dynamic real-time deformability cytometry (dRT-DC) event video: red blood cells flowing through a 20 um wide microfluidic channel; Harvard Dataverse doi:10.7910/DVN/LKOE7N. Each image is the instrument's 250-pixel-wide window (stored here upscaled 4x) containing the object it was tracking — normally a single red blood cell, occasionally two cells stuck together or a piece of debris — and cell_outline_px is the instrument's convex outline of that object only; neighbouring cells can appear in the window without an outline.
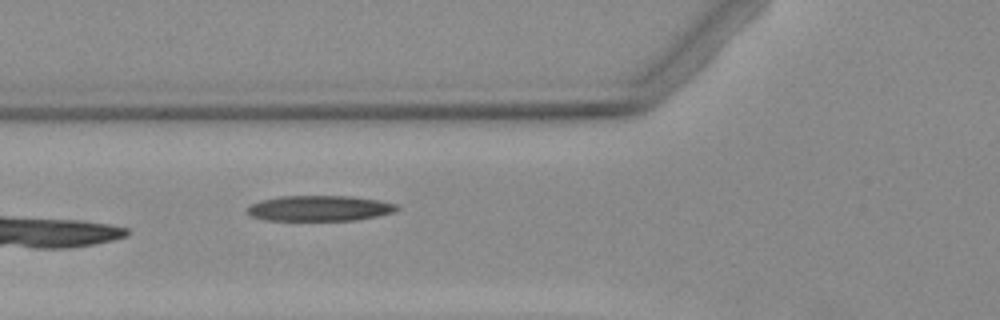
{"species": "Egyptian fruit bat (a non-hibernating species)", "species_latin": "Rousettus aegyptiacus", "temperature_condition": "warm", "stored_images_in_passage": 7, "camera_frame_rate_fps": 3000, "um_per_image_px": 0.085, "animal": {"sex": "female"}, "frame": {"image": 1, "passage_image": 5, "time_ms": 6.0, "image_size_px": [1000, 320], "cell_outline_px": [[400, 208], [396, 212], [356, 220], [264, 220], [252, 216], [248, 212], [248, 208], [252, 204], [260, 200], [280, 196], [352, 196], [380, 200], [396, 204]], "centroid_in_image_um": [27.2, 17.7], "position_along_channel_um": 98.6, "area_um2": 22.25}}
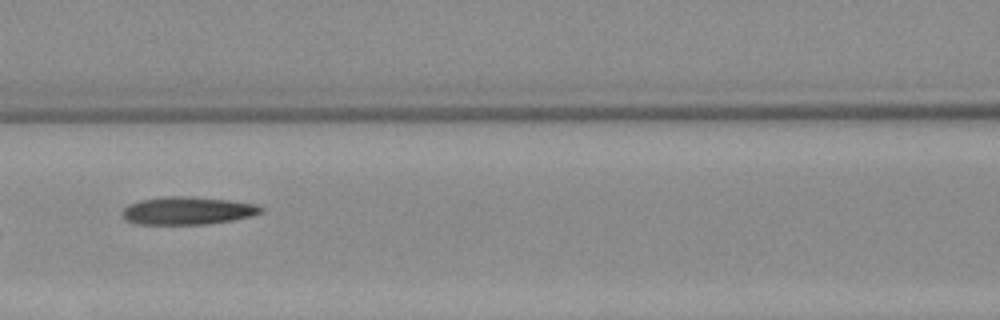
{"frame": {"image": 2, "passage_image": 7, "time_ms": 7.333, "image_size_px": [1000, 320], "cell_outline_px": [[264, 212], [252, 216], [232, 220], [208, 224], [132, 224], [124, 220], [120, 212], [128, 204], [140, 200], [168, 196], [188, 196], [232, 200], [256, 204], [264, 208]], "centroid_in_image_um": [15.93, 17.91], "position_along_channel_um": 150.7, "area_um2": 22.83}}